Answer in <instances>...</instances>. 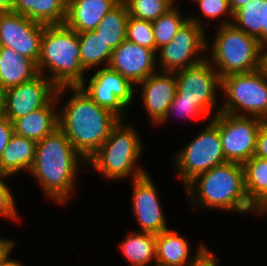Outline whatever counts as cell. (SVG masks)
I'll use <instances>...</instances> for the list:
<instances>
[{"mask_svg": "<svg viewBox=\"0 0 267 266\" xmlns=\"http://www.w3.org/2000/svg\"><path fill=\"white\" fill-rule=\"evenodd\" d=\"M82 165L87 166V161L58 127L37 141L34 163L28 173L36 179L45 196L62 205L71 198Z\"/></svg>", "mask_w": 267, "mask_h": 266, "instance_id": "6da1fadb", "label": "cell"}, {"mask_svg": "<svg viewBox=\"0 0 267 266\" xmlns=\"http://www.w3.org/2000/svg\"><path fill=\"white\" fill-rule=\"evenodd\" d=\"M72 95L58 109V125L87 161L105 142L120 118L95 103L80 86H68Z\"/></svg>", "mask_w": 267, "mask_h": 266, "instance_id": "7a4b0ae2", "label": "cell"}, {"mask_svg": "<svg viewBox=\"0 0 267 266\" xmlns=\"http://www.w3.org/2000/svg\"><path fill=\"white\" fill-rule=\"evenodd\" d=\"M185 189L194 207L261 216L247 197L243 164L227 162L213 167L197 175Z\"/></svg>", "mask_w": 267, "mask_h": 266, "instance_id": "3957f363", "label": "cell"}, {"mask_svg": "<svg viewBox=\"0 0 267 266\" xmlns=\"http://www.w3.org/2000/svg\"><path fill=\"white\" fill-rule=\"evenodd\" d=\"M36 66L38 73H49L45 77L57 88L81 85L86 80V71L80 63L78 33L65 23L46 25Z\"/></svg>", "mask_w": 267, "mask_h": 266, "instance_id": "277c9868", "label": "cell"}, {"mask_svg": "<svg viewBox=\"0 0 267 266\" xmlns=\"http://www.w3.org/2000/svg\"><path fill=\"white\" fill-rule=\"evenodd\" d=\"M138 135L134 127L125 124V119H120L101 147L87 160V166L111 181L128 176L134 180L144 175L147 171L137 164L143 150Z\"/></svg>", "mask_w": 267, "mask_h": 266, "instance_id": "5b68a950", "label": "cell"}, {"mask_svg": "<svg viewBox=\"0 0 267 266\" xmlns=\"http://www.w3.org/2000/svg\"><path fill=\"white\" fill-rule=\"evenodd\" d=\"M217 28L213 42L209 44L207 40L206 54L211 52L208 60L221 78L234 73L253 72L263 67L264 48L257 38L247 35L233 24Z\"/></svg>", "mask_w": 267, "mask_h": 266, "instance_id": "8992f818", "label": "cell"}, {"mask_svg": "<svg viewBox=\"0 0 267 266\" xmlns=\"http://www.w3.org/2000/svg\"><path fill=\"white\" fill-rule=\"evenodd\" d=\"M224 101L220 112L267 120V71L264 67L249 73H234L221 78Z\"/></svg>", "mask_w": 267, "mask_h": 266, "instance_id": "52a82bcc", "label": "cell"}, {"mask_svg": "<svg viewBox=\"0 0 267 266\" xmlns=\"http://www.w3.org/2000/svg\"><path fill=\"white\" fill-rule=\"evenodd\" d=\"M205 27L199 15H190L172 41L157 51L159 70L176 72L207 58L203 56V53L207 51Z\"/></svg>", "mask_w": 267, "mask_h": 266, "instance_id": "ba28073f", "label": "cell"}, {"mask_svg": "<svg viewBox=\"0 0 267 266\" xmlns=\"http://www.w3.org/2000/svg\"><path fill=\"white\" fill-rule=\"evenodd\" d=\"M193 140L174 157L177 176L186 186L197 175L227 163L219 129L210 121Z\"/></svg>", "mask_w": 267, "mask_h": 266, "instance_id": "9c48e42d", "label": "cell"}, {"mask_svg": "<svg viewBox=\"0 0 267 266\" xmlns=\"http://www.w3.org/2000/svg\"><path fill=\"white\" fill-rule=\"evenodd\" d=\"M175 75L180 100L193 102L210 120L220 113L217 107V89H221V77L212 67L208 57L193 66L176 71Z\"/></svg>", "mask_w": 267, "mask_h": 266, "instance_id": "30bf717a", "label": "cell"}, {"mask_svg": "<svg viewBox=\"0 0 267 266\" xmlns=\"http://www.w3.org/2000/svg\"><path fill=\"white\" fill-rule=\"evenodd\" d=\"M209 121L219 129L227 162L244 164L255 156L257 134L263 120L220 112Z\"/></svg>", "mask_w": 267, "mask_h": 266, "instance_id": "8fae6325", "label": "cell"}, {"mask_svg": "<svg viewBox=\"0 0 267 266\" xmlns=\"http://www.w3.org/2000/svg\"><path fill=\"white\" fill-rule=\"evenodd\" d=\"M79 86L95 103L112 111L120 119L125 117L135 97V85L109 67L98 68L89 83L85 80Z\"/></svg>", "mask_w": 267, "mask_h": 266, "instance_id": "7c38bea8", "label": "cell"}, {"mask_svg": "<svg viewBox=\"0 0 267 266\" xmlns=\"http://www.w3.org/2000/svg\"><path fill=\"white\" fill-rule=\"evenodd\" d=\"M45 26L14 11L2 13L0 46L14 49L37 65Z\"/></svg>", "mask_w": 267, "mask_h": 266, "instance_id": "4fadbf2b", "label": "cell"}, {"mask_svg": "<svg viewBox=\"0 0 267 266\" xmlns=\"http://www.w3.org/2000/svg\"><path fill=\"white\" fill-rule=\"evenodd\" d=\"M56 92L57 87L45 75L38 73L32 79L3 91L4 115L13 123L46 106Z\"/></svg>", "mask_w": 267, "mask_h": 266, "instance_id": "5bb4252c", "label": "cell"}, {"mask_svg": "<svg viewBox=\"0 0 267 266\" xmlns=\"http://www.w3.org/2000/svg\"><path fill=\"white\" fill-rule=\"evenodd\" d=\"M132 210L140 231L158 234L169 229L157 188L147 173L132 180Z\"/></svg>", "mask_w": 267, "mask_h": 266, "instance_id": "9a60e30c", "label": "cell"}, {"mask_svg": "<svg viewBox=\"0 0 267 266\" xmlns=\"http://www.w3.org/2000/svg\"><path fill=\"white\" fill-rule=\"evenodd\" d=\"M157 60L154 50L125 39L113 50L108 67L120 73L136 86L158 71Z\"/></svg>", "mask_w": 267, "mask_h": 266, "instance_id": "2e32d148", "label": "cell"}, {"mask_svg": "<svg viewBox=\"0 0 267 266\" xmlns=\"http://www.w3.org/2000/svg\"><path fill=\"white\" fill-rule=\"evenodd\" d=\"M141 87L142 103L150 121L157 125L177 93L175 72L157 71L136 85Z\"/></svg>", "mask_w": 267, "mask_h": 266, "instance_id": "e0dca14e", "label": "cell"}, {"mask_svg": "<svg viewBox=\"0 0 267 266\" xmlns=\"http://www.w3.org/2000/svg\"><path fill=\"white\" fill-rule=\"evenodd\" d=\"M68 86L58 87L56 96L44 107L30 112L13 122L14 133L36 142L51 134L58 125V107L55 103L66 93Z\"/></svg>", "mask_w": 267, "mask_h": 266, "instance_id": "ac0fdd59", "label": "cell"}, {"mask_svg": "<svg viewBox=\"0 0 267 266\" xmlns=\"http://www.w3.org/2000/svg\"><path fill=\"white\" fill-rule=\"evenodd\" d=\"M121 0H67L65 24L77 33L93 31Z\"/></svg>", "mask_w": 267, "mask_h": 266, "instance_id": "d6986e66", "label": "cell"}, {"mask_svg": "<svg viewBox=\"0 0 267 266\" xmlns=\"http://www.w3.org/2000/svg\"><path fill=\"white\" fill-rule=\"evenodd\" d=\"M196 254L190 258V244L180 233L170 228L156 234V266H190L206 247L200 243Z\"/></svg>", "mask_w": 267, "mask_h": 266, "instance_id": "ffe728a7", "label": "cell"}, {"mask_svg": "<svg viewBox=\"0 0 267 266\" xmlns=\"http://www.w3.org/2000/svg\"><path fill=\"white\" fill-rule=\"evenodd\" d=\"M38 74L36 64L12 48L0 46V89L24 83Z\"/></svg>", "mask_w": 267, "mask_h": 266, "instance_id": "44dd1931", "label": "cell"}, {"mask_svg": "<svg viewBox=\"0 0 267 266\" xmlns=\"http://www.w3.org/2000/svg\"><path fill=\"white\" fill-rule=\"evenodd\" d=\"M36 143L14 133L0 158V173L13 177L21 171L29 172L35 159Z\"/></svg>", "mask_w": 267, "mask_h": 266, "instance_id": "7402d4cb", "label": "cell"}, {"mask_svg": "<svg viewBox=\"0 0 267 266\" xmlns=\"http://www.w3.org/2000/svg\"><path fill=\"white\" fill-rule=\"evenodd\" d=\"M12 11L43 25L64 24L67 0H13Z\"/></svg>", "mask_w": 267, "mask_h": 266, "instance_id": "603a6c76", "label": "cell"}, {"mask_svg": "<svg viewBox=\"0 0 267 266\" xmlns=\"http://www.w3.org/2000/svg\"><path fill=\"white\" fill-rule=\"evenodd\" d=\"M243 167L247 197L261 215H264L267 213V159L253 156Z\"/></svg>", "mask_w": 267, "mask_h": 266, "instance_id": "cb8c5ba5", "label": "cell"}, {"mask_svg": "<svg viewBox=\"0 0 267 266\" xmlns=\"http://www.w3.org/2000/svg\"><path fill=\"white\" fill-rule=\"evenodd\" d=\"M123 256L131 266H156V234L131 231L119 245Z\"/></svg>", "mask_w": 267, "mask_h": 266, "instance_id": "d4e9b609", "label": "cell"}, {"mask_svg": "<svg viewBox=\"0 0 267 266\" xmlns=\"http://www.w3.org/2000/svg\"><path fill=\"white\" fill-rule=\"evenodd\" d=\"M78 41L80 63L86 72L100 65L108 67L113 49L95 30L78 33Z\"/></svg>", "mask_w": 267, "mask_h": 266, "instance_id": "484cf974", "label": "cell"}, {"mask_svg": "<svg viewBox=\"0 0 267 266\" xmlns=\"http://www.w3.org/2000/svg\"><path fill=\"white\" fill-rule=\"evenodd\" d=\"M129 16L127 6L121 0L103 17L95 29L113 50L126 39V25Z\"/></svg>", "mask_w": 267, "mask_h": 266, "instance_id": "4316f807", "label": "cell"}, {"mask_svg": "<svg viewBox=\"0 0 267 266\" xmlns=\"http://www.w3.org/2000/svg\"><path fill=\"white\" fill-rule=\"evenodd\" d=\"M264 0H250L233 13L232 24L247 35L258 39L262 46Z\"/></svg>", "mask_w": 267, "mask_h": 266, "instance_id": "83f0119b", "label": "cell"}, {"mask_svg": "<svg viewBox=\"0 0 267 266\" xmlns=\"http://www.w3.org/2000/svg\"><path fill=\"white\" fill-rule=\"evenodd\" d=\"M176 4L166 13L151 22L153 26L154 40L157 51L170 43L182 25L189 19V16L183 17Z\"/></svg>", "mask_w": 267, "mask_h": 266, "instance_id": "f1b7e54d", "label": "cell"}, {"mask_svg": "<svg viewBox=\"0 0 267 266\" xmlns=\"http://www.w3.org/2000/svg\"><path fill=\"white\" fill-rule=\"evenodd\" d=\"M130 16L153 22L175 4V0H122Z\"/></svg>", "mask_w": 267, "mask_h": 266, "instance_id": "f546056e", "label": "cell"}, {"mask_svg": "<svg viewBox=\"0 0 267 266\" xmlns=\"http://www.w3.org/2000/svg\"><path fill=\"white\" fill-rule=\"evenodd\" d=\"M126 40L156 52L153 26L150 21L129 16L126 25Z\"/></svg>", "mask_w": 267, "mask_h": 266, "instance_id": "4dcf8cb0", "label": "cell"}, {"mask_svg": "<svg viewBox=\"0 0 267 266\" xmlns=\"http://www.w3.org/2000/svg\"><path fill=\"white\" fill-rule=\"evenodd\" d=\"M195 2H197L201 12L199 14H203L202 16L207 18V24H210L209 19L219 20L218 18L224 17V15L227 17V20L223 19L222 22H219V26L232 24L233 12L229 6V0H196Z\"/></svg>", "mask_w": 267, "mask_h": 266, "instance_id": "1f68e13d", "label": "cell"}, {"mask_svg": "<svg viewBox=\"0 0 267 266\" xmlns=\"http://www.w3.org/2000/svg\"><path fill=\"white\" fill-rule=\"evenodd\" d=\"M176 113V116L179 115L184 118L193 119L195 118H203L206 116L193 104V102H188L187 100H180V96L176 93L174 100L169 105L167 112L163 119L157 124L162 125L166 122L167 119L171 117V115ZM170 116V117H169Z\"/></svg>", "mask_w": 267, "mask_h": 266, "instance_id": "d6a6232c", "label": "cell"}, {"mask_svg": "<svg viewBox=\"0 0 267 266\" xmlns=\"http://www.w3.org/2000/svg\"><path fill=\"white\" fill-rule=\"evenodd\" d=\"M9 178L10 176L7 174L0 173V217L17 221L18 210L15 206L14 194L11 193L12 191L6 185L7 182H4V180Z\"/></svg>", "mask_w": 267, "mask_h": 266, "instance_id": "836d02e7", "label": "cell"}, {"mask_svg": "<svg viewBox=\"0 0 267 266\" xmlns=\"http://www.w3.org/2000/svg\"><path fill=\"white\" fill-rule=\"evenodd\" d=\"M13 134H14L13 123L5 116L1 117L0 118V158Z\"/></svg>", "mask_w": 267, "mask_h": 266, "instance_id": "e575fe53", "label": "cell"}, {"mask_svg": "<svg viewBox=\"0 0 267 266\" xmlns=\"http://www.w3.org/2000/svg\"><path fill=\"white\" fill-rule=\"evenodd\" d=\"M255 156L267 159V120L262 121L259 127Z\"/></svg>", "mask_w": 267, "mask_h": 266, "instance_id": "d590c367", "label": "cell"}, {"mask_svg": "<svg viewBox=\"0 0 267 266\" xmlns=\"http://www.w3.org/2000/svg\"><path fill=\"white\" fill-rule=\"evenodd\" d=\"M218 259L210 249L205 247L193 260L190 266H218Z\"/></svg>", "mask_w": 267, "mask_h": 266, "instance_id": "8d00e7d4", "label": "cell"}, {"mask_svg": "<svg viewBox=\"0 0 267 266\" xmlns=\"http://www.w3.org/2000/svg\"><path fill=\"white\" fill-rule=\"evenodd\" d=\"M14 240L0 237V262L14 248Z\"/></svg>", "mask_w": 267, "mask_h": 266, "instance_id": "74e56055", "label": "cell"}, {"mask_svg": "<svg viewBox=\"0 0 267 266\" xmlns=\"http://www.w3.org/2000/svg\"><path fill=\"white\" fill-rule=\"evenodd\" d=\"M267 46V0L263 2L262 47Z\"/></svg>", "mask_w": 267, "mask_h": 266, "instance_id": "f35d334b", "label": "cell"}, {"mask_svg": "<svg viewBox=\"0 0 267 266\" xmlns=\"http://www.w3.org/2000/svg\"><path fill=\"white\" fill-rule=\"evenodd\" d=\"M12 251L13 249L1 260L0 266H23L22 262H19V260L10 258Z\"/></svg>", "mask_w": 267, "mask_h": 266, "instance_id": "ab89813d", "label": "cell"}, {"mask_svg": "<svg viewBox=\"0 0 267 266\" xmlns=\"http://www.w3.org/2000/svg\"><path fill=\"white\" fill-rule=\"evenodd\" d=\"M13 8V0H0V14L11 12Z\"/></svg>", "mask_w": 267, "mask_h": 266, "instance_id": "60d3db41", "label": "cell"}, {"mask_svg": "<svg viewBox=\"0 0 267 266\" xmlns=\"http://www.w3.org/2000/svg\"><path fill=\"white\" fill-rule=\"evenodd\" d=\"M250 0H229V6L231 11L234 13L238 8L245 5Z\"/></svg>", "mask_w": 267, "mask_h": 266, "instance_id": "b9f144b4", "label": "cell"}, {"mask_svg": "<svg viewBox=\"0 0 267 266\" xmlns=\"http://www.w3.org/2000/svg\"><path fill=\"white\" fill-rule=\"evenodd\" d=\"M5 116L4 115V94L3 91L0 89V118Z\"/></svg>", "mask_w": 267, "mask_h": 266, "instance_id": "7bdbcfd3", "label": "cell"}, {"mask_svg": "<svg viewBox=\"0 0 267 266\" xmlns=\"http://www.w3.org/2000/svg\"><path fill=\"white\" fill-rule=\"evenodd\" d=\"M263 67L267 71V46L264 48V54H263Z\"/></svg>", "mask_w": 267, "mask_h": 266, "instance_id": "ee69618b", "label": "cell"}]
</instances>
